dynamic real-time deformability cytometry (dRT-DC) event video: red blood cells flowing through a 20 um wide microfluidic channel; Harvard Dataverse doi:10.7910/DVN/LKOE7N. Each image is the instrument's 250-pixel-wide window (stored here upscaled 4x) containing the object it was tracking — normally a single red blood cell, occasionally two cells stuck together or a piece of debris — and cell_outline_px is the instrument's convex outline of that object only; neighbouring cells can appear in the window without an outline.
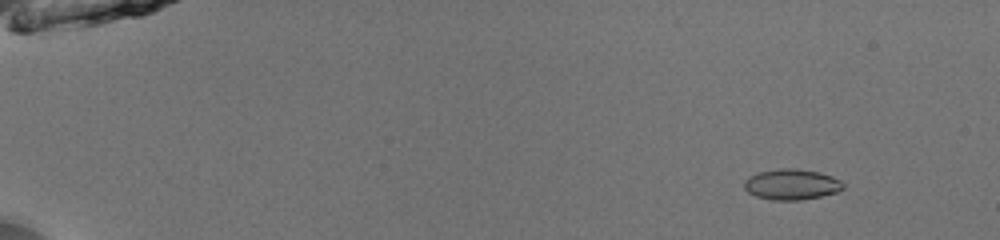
{"species": "common noctule bat (a hibernating species)", "species_latin": "Nyctalus noctula", "temperature_condition": "room temperature", "stored_images_in_passage": 53, "camera_frame_rate_fps": 3000, "um_per_image_px": 0.085, "animal": {"sex": "male", "body_mass_g": 13.0, "forearm_length_mm": 53.1}, "frame": {"image": 1, "passage_image": 7, "time_ms": 2.0, "image_size_px": [1000, 240], "cell_outline_px": [[844, 188], [836, 192], [820, 196], [800, 200], [772, 200], [756, 196], [748, 192], [744, 188], [744, 180], [748, 176], [760, 172], [780, 168], [796, 168], [820, 172], [832, 176], [840, 180], [844, 184]], "centroid_in_image_um": [67.28, 15.67], "position_along_channel_um": 17.7, "area_um2": 17.74}}
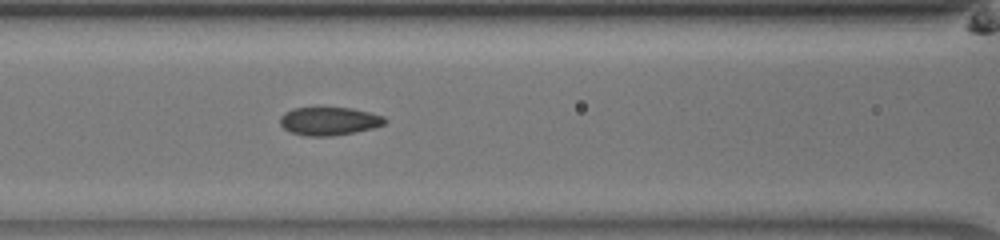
{"frame": {"image": 2, "passage_image": 26, "time_ms": 8.333, "image_size_px": [1000, 240], "cell_outline_px": [[388, 120], [384, 124], [372, 128], [332, 136], [308, 136], [292, 132], [284, 128], [280, 124], [280, 116], [284, 112], [292, 108], [352, 108], [384, 116]], "centroid_in_image_um": [27.96, 10.29], "position_along_channel_um": 138.6, "area_um2": 17.05}}
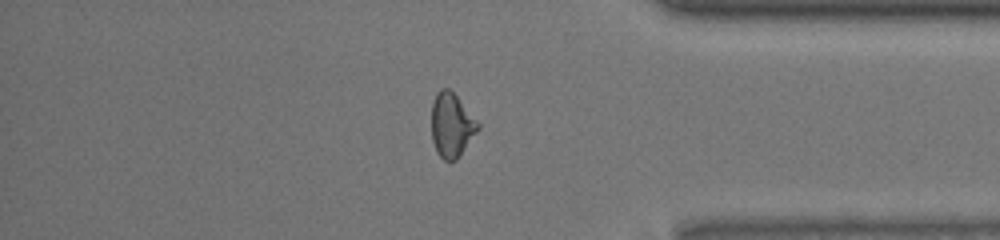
{"frame": {"image": 3, "passage_image": 46, "time_ms": 15.0, "image_size_px": [1000, 240], "cell_outline_px": [[480, 128], [456, 160], [444, 160], [436, 152], [432, 140], [432, 104], [436, 92], [440, 88], [448, 88], [456, 96], [480, 124]], "centroid_in_image_um": [38.37, 10.63], "position_along_channel_um": 396.8, "area_um2": 17.17}, "authors_computed_cell_mechanics": {"area_um2": 17.5712, "velocity_mm_per_s": 4.0471, "shape_relaxation_time_tau1_ms": 3.4921, "shape_relaxation_time_tau2_ms": 1.8599, "deformation_change_tau1": 0.1023, "deformation_change_tau2": 0.0759}}